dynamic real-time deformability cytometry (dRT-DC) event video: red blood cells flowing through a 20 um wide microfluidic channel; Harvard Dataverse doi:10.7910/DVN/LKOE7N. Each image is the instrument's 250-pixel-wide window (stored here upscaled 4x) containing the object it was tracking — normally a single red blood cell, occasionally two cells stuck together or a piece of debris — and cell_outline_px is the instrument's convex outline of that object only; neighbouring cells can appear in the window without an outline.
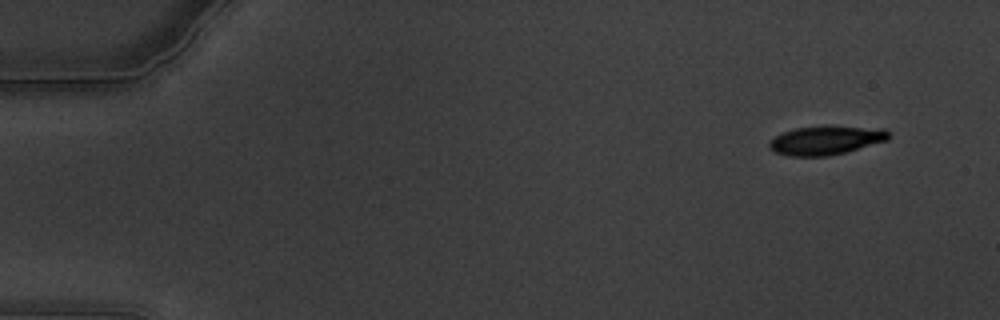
{"species": "common noctule bat (a hibernating species)", "species_latin": "Nyctalus noctula", "temperature_condition": "warm", "stored_images_in_passage": 61, "camera_frame_rate_fps": 3000, "um_per_image_px": 0.085, "animal": {"sex": "male", "body_mass_g": 19.5, "forearm_length_mm": 54.6}, "frame": {"image": 1, "passage_image": 5, "time_ms": 1.333, "image_size_px": [1000, 320], "cell_outline_px": [[888, 140], [844, 152], [828, 156], [788, 156], [776, 152], [768, 148], [768, 144], [776, 136], [784, 132], [796, 128], [884, 128], [888, 132]], "centroid_in_image_um": [70.16, 11.97], "position_along_channel_um": 14.8, "area_um2": 19.07}}
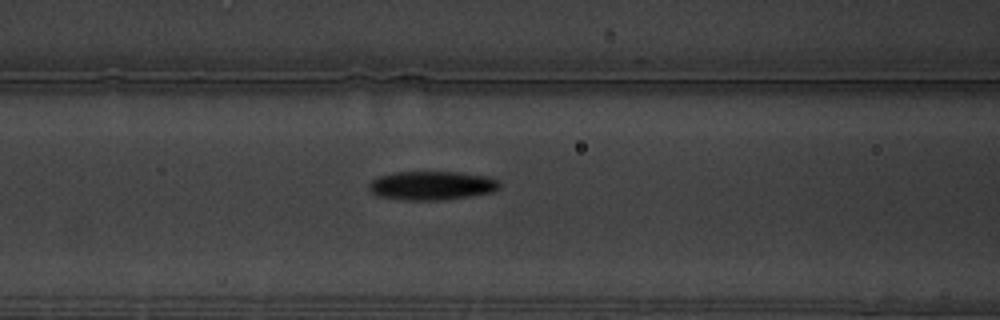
{"frame": {"image": 2, "passage_image": 26, "time_ms": 8.333, "image_size_px": [1000, 320], "cell_outline_px": [[500, 188], [492, 192], [468, 196], [440, 200], [404, 200], [376, 196], [368, 188], [368, 184], [372, 180], [380, 176], [392, 172], [460, 172], [488, 176], [500, 180]], "centroid_in_image_um": [36.7, 15.76], "position_along_channel_um": 129.9, "area_um2": 22.08}}
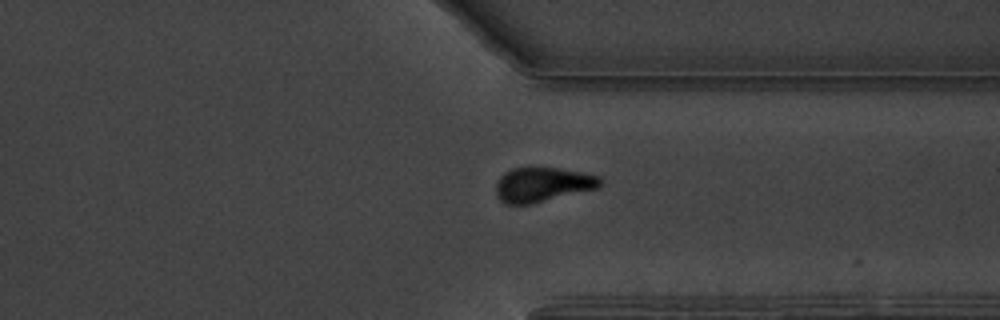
{"frame": {"image": 3, "passage_image": 47, "time_ms": 15.333, "image_size_px": [1000, 320], "cell_outline_px": [[604, 184], [600, 188], [532, 204], [508, 204], [500, 200], [496, 196], [496, 180], [504, 172], [512, 168], [560, 168], [600, 176], [604, 180]], "centroid_in_image_um": [46.16, 15.69], "position_along_channel_um": 365.2, "area_um2": 21.33}, "authors_computed_cell_mechanics": {"area_um2": 21.2704, "velocity_mm_per_s": 3.3653, "shape_relaxation_time_tau1_ms": 3.9768, "shape_relaxation_time_tau2_ms": null, "deformation_change_tau1": 0.1402, "deformation_change_tau2": null}}